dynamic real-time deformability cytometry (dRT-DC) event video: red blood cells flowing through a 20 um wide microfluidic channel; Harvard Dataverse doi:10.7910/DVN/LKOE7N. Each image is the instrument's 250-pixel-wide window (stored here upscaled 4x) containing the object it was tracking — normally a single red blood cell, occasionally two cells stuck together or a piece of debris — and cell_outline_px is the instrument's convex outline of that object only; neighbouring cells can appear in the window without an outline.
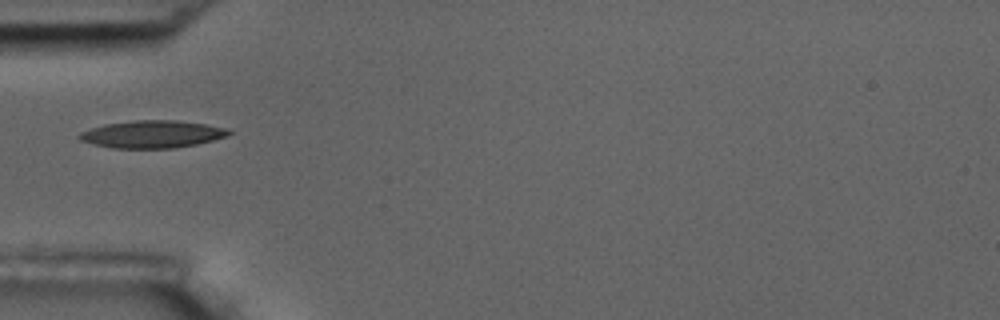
{"species": "common noctule bat (a hibernating species)", "species_latin": "Nyctalus noctula", "temperature_condition": "room temperature", "stored_images_in_passage": 9, "camera_frame_rate_fps": 3000, "um_per_image_px": 0.085, "animal": {"sex": "male", "body_mass_g": 17.5, "forearm_length_mm": 52.3}, "frame": {"image": 1, "passage_image": 4, "time_ms": 3.667, "image_size_px": [1000, 320], "cell_outline_px": [[232, 132], [228, 136], [196, 144], [172, 148], [112, 148], [92, 144], [80, 140], [76, 136], [80, 132], [104, 124], [132, 120], [176, 120], [204, 124], [228, 128]], "centroid_in_image_um": [12.91, 11.4], "position_along_channel_um": 72.1, "area_um2": 23.93}}
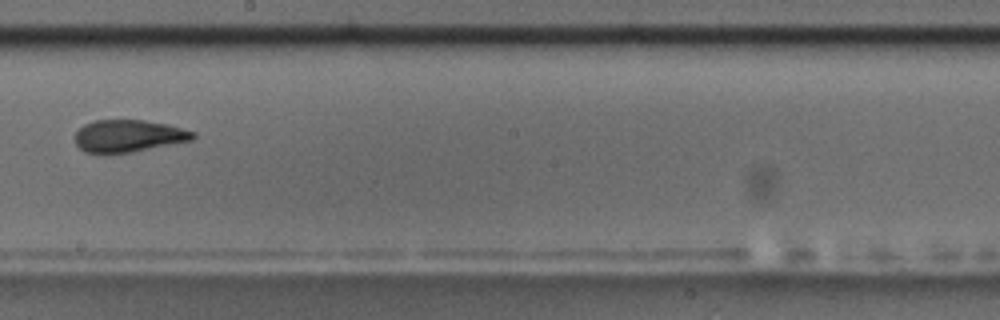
{"frame": {"image": 2, "passage_image": 8, "time_ms": 8.333, "image_size_px": [1000, 320], "cell_outline_px": [[196, 136], [192, 140], [112, 156], [84, 152], [76, 144], [76, 132], [84, 124], [96, 120], [144, 120], [168, 124], [196, 132]], "centroid_in_image_um": [10.9, 11.58], "position_along_channel_um": 237.3, "area_um2": 22.6}}
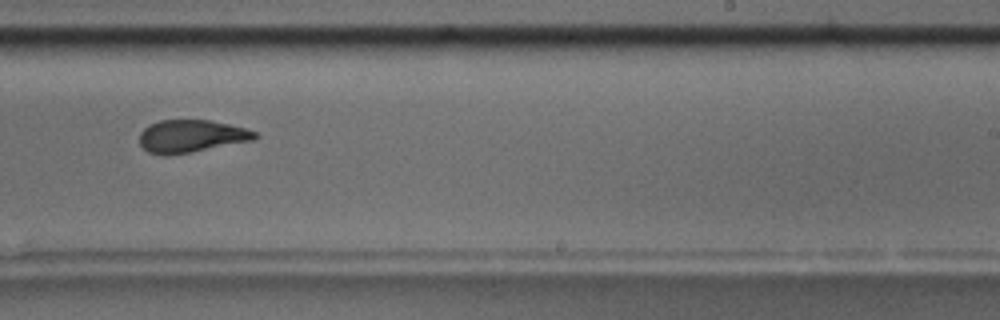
{"frame": {"image": 3, "passage_image": 9, "time_ms": 9.333, "image_size_px": [1000, 320], "cell_outline_px": [[260, 136], [256, 140], [192, 152], [164, 156], [148, 152], [140, 144], [140, 132], [148, 124], [160, 120], [208, 120], [228, 124], [244, 128], [256, 132]], "centroid_in_image_um": [16.26, 11.58], "position_along_channel_um": 272.7, "area_um2": 22.08}}